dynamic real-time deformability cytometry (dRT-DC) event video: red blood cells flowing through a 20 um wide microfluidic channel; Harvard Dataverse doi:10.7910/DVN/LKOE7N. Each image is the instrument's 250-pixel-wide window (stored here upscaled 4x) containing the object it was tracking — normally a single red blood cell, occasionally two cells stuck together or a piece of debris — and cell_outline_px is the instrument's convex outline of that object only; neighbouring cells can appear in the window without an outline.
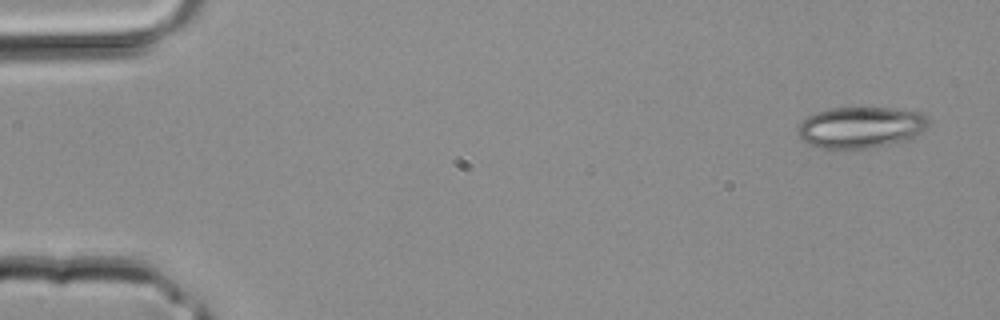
{"species": "common noctule bat (a hibernating species)", "species_latin": "Nyctalus noctula", "temperature_condition": "room temperature", "stored_images_in_passage": 3, "camera_frame_rate_fps": 3000, "um_per_image_px": 0.085, "animal": {"sex": "male", "body_mass_g": 20.4}, "frame": {"image": 1, "passage_image": 1, "time_ms": 0.0, "image_size_px": [1000, 320], "cell_outline_px": [[928, 124], [916, 136], [908, 140], [868, 148], [824, 148], [808, 144], [800, 140], [796, 132], [800, 124], [812, 112], [828, 108], [892, 108], [920, 112], [928, 120]], "centroid_in_image_um": [73.11, 10.82], "position_along_channel_um": 11.9, "area_um2": 31.39}}
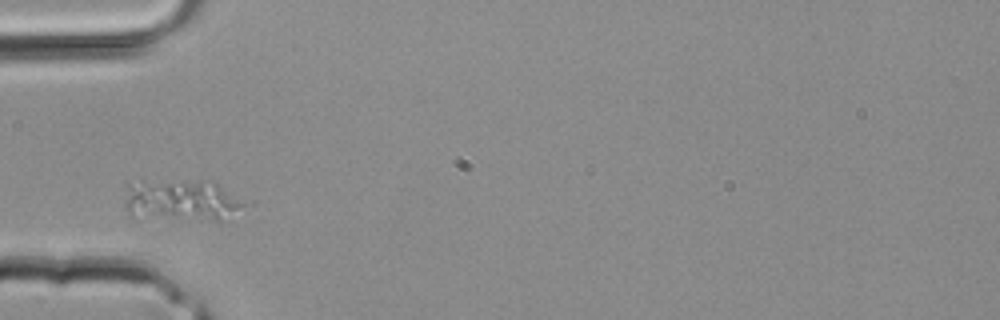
{"frame": {"image": 2, "passage_image": 3, "time_ms": 0.667, "image_size_px": [1000, 320], "cell_outline_px": [[244, 204], [220, 220], [136, 220], [132, 216], [124, 204], [128, 184], [140, 180], [216, 180]], "centroid_in_image_um": [15.28, 17.02], "position_along_channel_um": 69.7, "area_um2": 29.65}}